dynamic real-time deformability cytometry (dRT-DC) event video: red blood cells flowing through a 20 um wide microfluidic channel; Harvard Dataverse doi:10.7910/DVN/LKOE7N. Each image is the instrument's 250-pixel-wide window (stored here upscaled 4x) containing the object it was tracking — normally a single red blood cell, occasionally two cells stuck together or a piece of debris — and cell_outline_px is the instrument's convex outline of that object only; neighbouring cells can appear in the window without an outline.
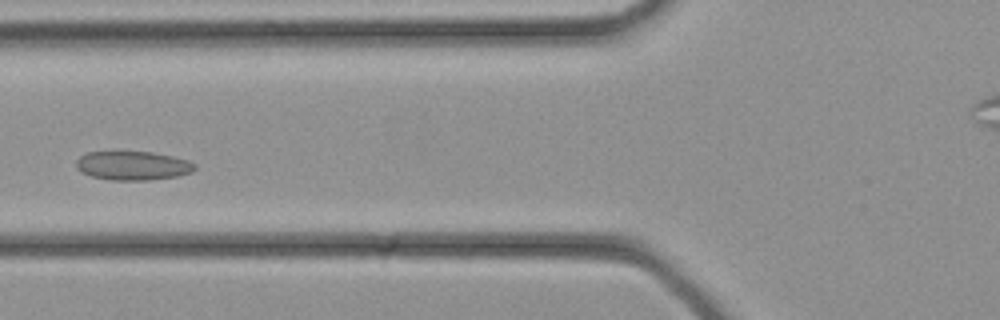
{"species": "common noctule bat (a hibernating species)", "species_latin": "Nyctalus noctula", "temperature_condition": "cold", "stored_images_in_passage": 35, "camera_frame_rate_fps": 3000, "um_per_image_px": 0.085, "animal": {"sex": "female", "body_mass_g": 21.9}, "frame": {"image": 1, "passage_image": 13, "time_ms": 4.0, "image_size_px": [1000, 320], "cell_outline_px": [[196, 168], [192, 172], [176, 176], [148, 180], [112, 180], [92, 176], [80, 172], [76, 168], [76, 160], [80, 156], [88, 152], [112, 148], [116, 148], [152, 152], [172, 156], [188, 160], [196, 164]], "centroid_in_image_um": [11.22, 14.02], "position_along_channel_um": 114.6, "area_um2": 20.92}}
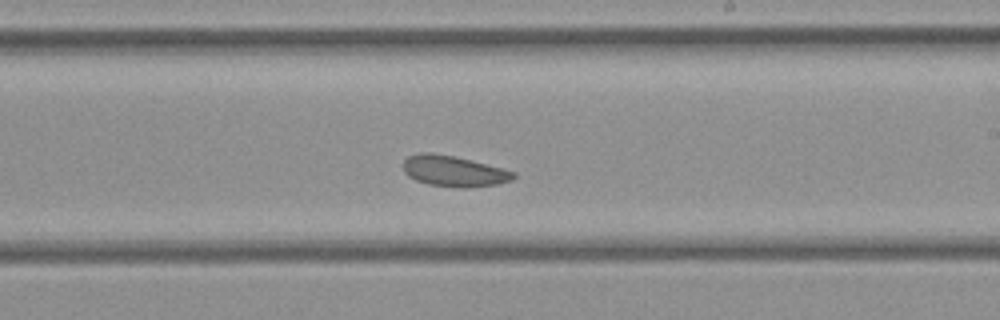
{"frame": {"image": 2, "passage_image": 20, "time_ms": 6.333, "image_size_px": [1000, 320], "cell_outline_px": [[516, 176], [512, 180], [496, 184], [468, 188], [464, 188], [428, 184], [416, 180], [408, 176], [404, 172], [404, 160], [408, 156], [420, 152], [432, 152], [456, 156], [472, 160], [516, 172]], "centroid_in_image_um": [38.57, 14.53], "position_along_channel_um": 250.4, "area_um2": 19.88}}
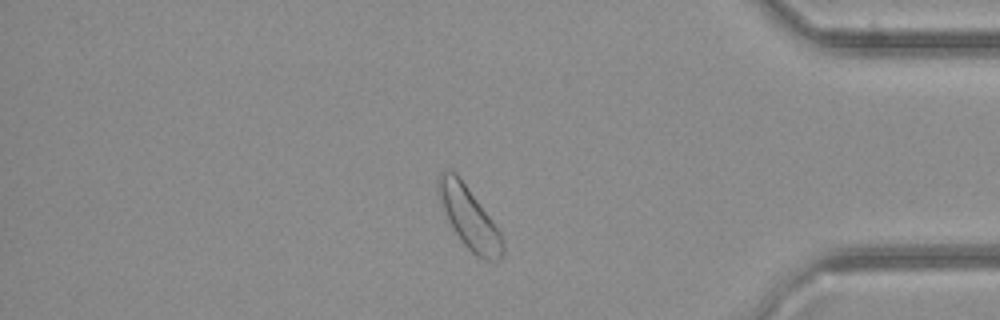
{"frame": {"image": 3, "passage_image": 29, "time_ms": 9.333, "image_size_px": [1000, 320], "cell_outline_px": [[504, 252], [500, 260], [484, 260], [476, 256], [460, 240], [448, 220], [436, 192], [436, 180], [440, 172], [448, 168], [452, 168], [456, 172], [500, 232], [504, 240]], "centroid_in_image_um": [39.84, 18.47], "position_along_channel_um": 395.4, "area_um2": 23.12}}